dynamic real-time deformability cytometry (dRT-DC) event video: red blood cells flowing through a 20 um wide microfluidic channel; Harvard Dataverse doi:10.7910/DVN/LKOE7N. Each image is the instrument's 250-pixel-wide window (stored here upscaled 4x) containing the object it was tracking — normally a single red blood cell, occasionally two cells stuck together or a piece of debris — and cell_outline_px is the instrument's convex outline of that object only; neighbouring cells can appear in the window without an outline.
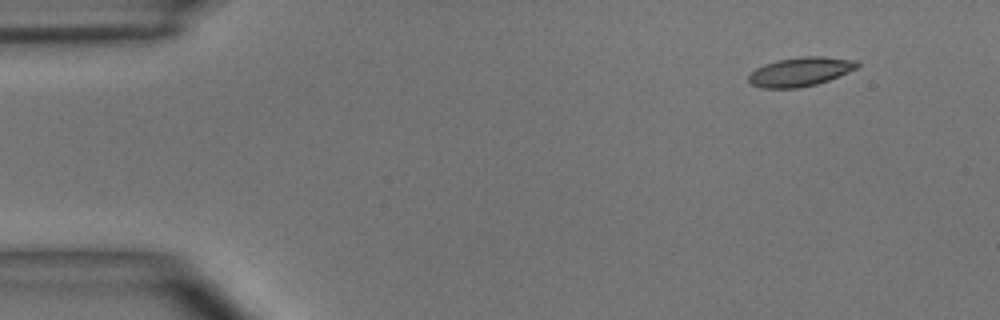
{"species": "common noctule bat (a hibernating species)", "species_latin": "Nyctalus noctula", "temperature_condition": "room temperature", "stored_images_in_passage": 46, "camera_frame_rate_fps": 3000, "um_per_image_px": 0.085, "animal": {"sex": "male", "body_mass_g": 15.6}, "frame": {"image": 1, "passage_image": 1, "time_ms": 0.0, "image_size_px": [1000, 320], "cell_outline_px": [[860, 68], [828, 80], [816, 84], [796, 88], [760, 88], [752, 84], [748, 80], [748, 76], [756, 68], [764, 64], [776, 60], [800, 56], [824, 56], [856, 60], [860, 64]], "centroid_in_image_um": [68.05, 6.08], "position_along_channel_um": 16.9, "area_um2": 18.55}}
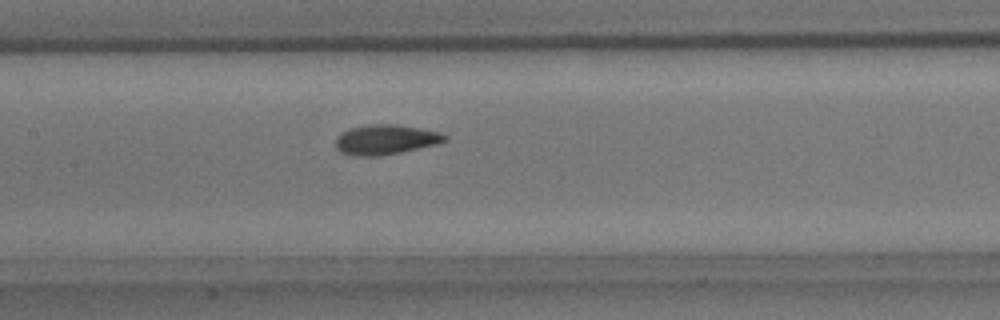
{"frame": {"image": 2, "passage_image": 20, "time_ms": 6.333, "image_size_px": [1000, 320], "cell_outline_px": [[448, 140], [440, 144], [380, 156], [352, 156], [340, 152], [336, 148], [336, 136], [340, 132], [348, 128], [368, 124], [396, 124], [420, 128], [440, 132], [448, 136]], "centroid_in_image_um": [32.77, 11.86], "position_along_channel_um": 174.6, "area_um2": 19.42}}
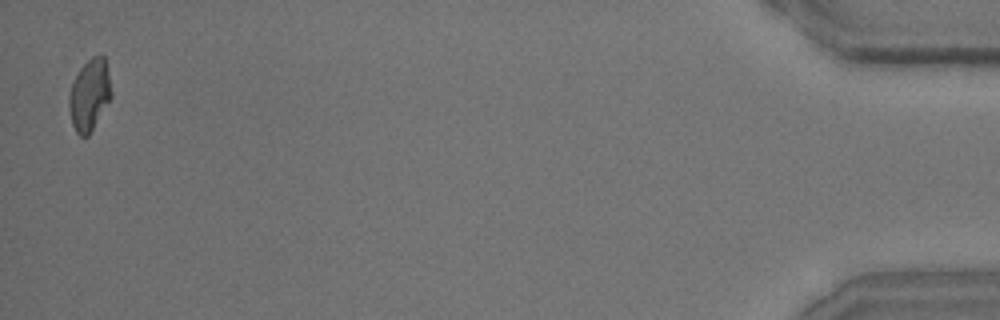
{"frame": {"image": 3, "passage_image": 46, "time_ms": 15.0, "image_size_px": [1000, 320], "cell_outline_px": [[112, 96], [88, 136], [80, 136], [76, 132], [72, 124], [68, 104], [68, 96], [72, 80], [80, 68], [92, 56], [100, 52], [104, 56], [108, 72], [112, 92]], "centroid_in_image_um": [7.59, 8.03], "position_along_channel_um": 427.6, "area_um2": 17.74}, "authors_computed_cell_mechanics": {"area_um2": 18.3804, "velocity_mm_per_s": 3.9424, "shape_relaxation_time_tau1_ms": 4.2142, "shape_relaxation_time_tau2_ms": 1.3538, "deformation_change_tau1": 0.1553, "deformation_change_tau2": 0.0837}}